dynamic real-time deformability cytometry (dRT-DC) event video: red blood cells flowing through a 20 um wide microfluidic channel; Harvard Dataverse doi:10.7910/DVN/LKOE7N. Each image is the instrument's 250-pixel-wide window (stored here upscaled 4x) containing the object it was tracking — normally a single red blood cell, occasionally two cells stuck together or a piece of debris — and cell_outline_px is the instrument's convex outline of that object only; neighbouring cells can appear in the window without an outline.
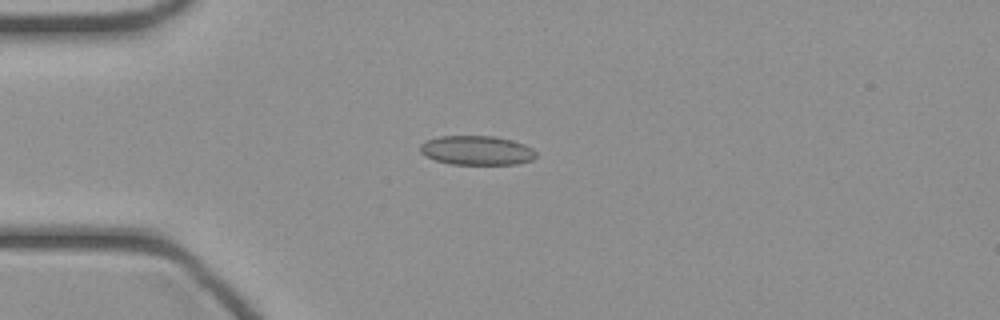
{"species": "common noctule bat (a hibernating species)", "species_latin": "Nyctalus noctula", "temperature_condition": "cold", "stored_images_in_passage": 36, "camera_frame_rate_fps": 3000, "um_per_image_px": 0.085, "animal": {"sex": "female", "body_mass_g": 21.9}, "frame": {"image": 1, "passage_image": 2, "time_ms": 0.333, "image_size_px": [1000, 320], "cell_outline_px": [[536, 156], [532, 160], [516, 164], [452, 164], [436, 160], [424, 156], [420, 152], [420, 144], [424, 140], [440, 136], [496, 136], [512, 140], [524, 144], [532, 148], [536, 152]], "centroid_in_image_um": [40.5, 12.77], "position_along_channel_um": 44.5, "area_um2": 19.88}}
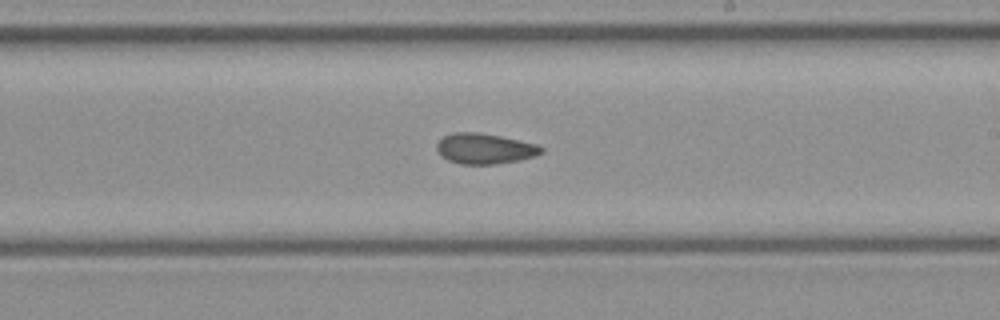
{"frame": {"image": 2, "passage_image": 17, "time_ms": 5.333, "image_size_px": [1000, 320], "cell_outline_px": [[544, 152], [536, 156], [520, 160], [496, 164], [460, 164], [448, 160], [440, 156], [436, 148], [436, 144], [444, 136], [456, 132], [480, 132], [500, 136], [536, 144], [544, 148]], "centroid_in_image_um": [41.2, 12.64], "position_along_channel_um": 247.8, "area_um2": 18.67}}
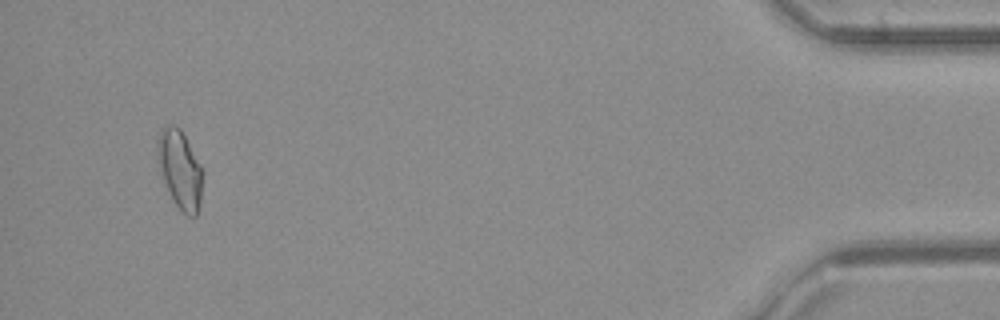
{"frame": {"image": 3, "passage_image": 34, "time_ms": 11.0, "image_size_px": [1000, 320], "cell_outline_px": [[204, 172], [200, 204], [196, 216], [188, 216], [172, 200], [168, 192], [156, 160], [156, 140], [164, 124], [176, 124], [180, 128], [200, 164]], "centroid_in_image_um": [15.27, 14.36], "position_along_channel_um": 419.9, "area_um2": 20.98}}